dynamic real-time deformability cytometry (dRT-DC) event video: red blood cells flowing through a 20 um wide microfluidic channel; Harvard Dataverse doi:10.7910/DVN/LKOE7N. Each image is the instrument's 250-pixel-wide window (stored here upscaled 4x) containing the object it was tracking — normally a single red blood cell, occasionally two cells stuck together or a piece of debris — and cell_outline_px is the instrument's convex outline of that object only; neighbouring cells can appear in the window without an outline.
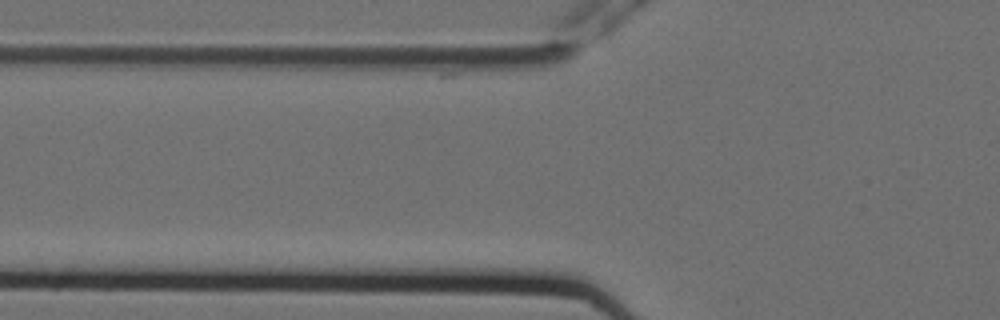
{"species": "Egyptian fruit bat (a non-hibernating species)", "species_latin": "Rousettus aegyptiacus", "temperature_condition": "cold", "stored_images_in_passage": 2, "camera_frame_rate_fps": 3000, "um_per_image_px": 0.085, "animal": {"sex": "female"}, "frame": {"image": 1, "passage_image": 2, "time_ms": 0.333, "image_size_px": [1000, 320], "cell_outline_px": [[548, 60], [540, 68], [456, 76], [436, 76], [388, 60]], "centroid_in_image_um": [39.9, 5.63], "position_along_channel_um": 85.9, "area_um2": 12.6}}